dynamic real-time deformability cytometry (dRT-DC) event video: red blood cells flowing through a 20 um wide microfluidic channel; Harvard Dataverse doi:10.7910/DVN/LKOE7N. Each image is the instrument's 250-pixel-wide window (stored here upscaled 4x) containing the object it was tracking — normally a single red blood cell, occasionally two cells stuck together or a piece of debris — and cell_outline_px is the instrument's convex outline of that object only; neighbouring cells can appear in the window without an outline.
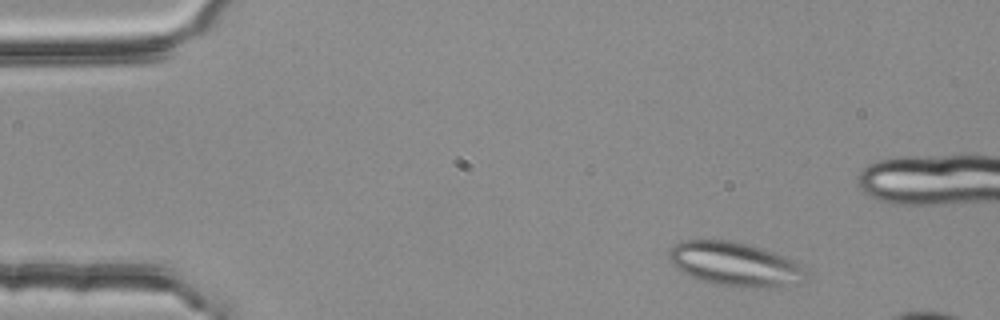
{"species": "common noctule bat (a hibernating species)", "species_latin": "Nyctalus noctula", "temperature_condition": "room temperature", "stored_images_in_passage": 4, "camera_frame_rate_fps": 3000, "um_per_image_px": 0.085, "animal": {"sex": "female", "body_mass_g": 25.1}, "frame": {"image": 1, "passage_image": 1, "time_ms": 0.0, "image_size_px": [1000, 320], "cell_outline_px": [[808, 280], [804, 284], [772, 288], [740, 288], [712, 284], [688, 276], [676, 268], [668, 260], [668, 256], [672, 248], [676, 244], [684, 240], [724, 240], [744, 244], [760, 248], [784, 256], [792, 260], [800, 268]], "centroid_in_image_um": [62.46, 22.5], "position_along_channel_um": 22.5, "area_um2": 35.26}}